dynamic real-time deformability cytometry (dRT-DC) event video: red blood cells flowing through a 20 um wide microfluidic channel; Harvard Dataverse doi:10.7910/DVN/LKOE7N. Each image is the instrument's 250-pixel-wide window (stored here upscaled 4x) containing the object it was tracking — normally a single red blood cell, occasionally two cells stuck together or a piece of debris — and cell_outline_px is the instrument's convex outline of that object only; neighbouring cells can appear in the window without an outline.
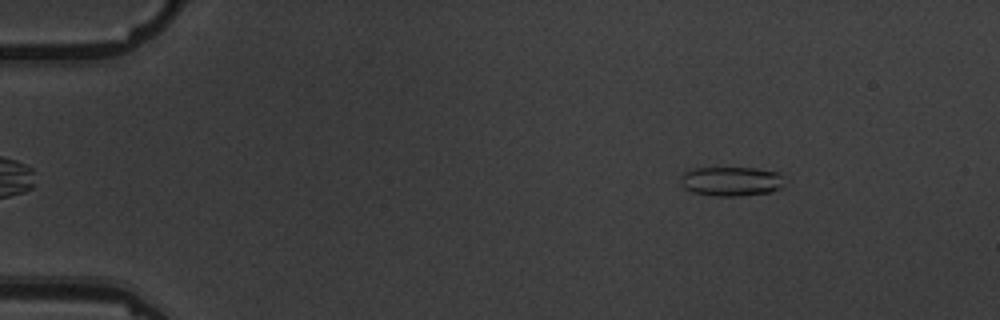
{"species": "common noctule bat (a hibernating species)", "species_latin": "Nyctalus noctula", "temperature_condition": "warm", "stored_images_in_passage": 5, "camera_frame_rate_fps": 3000, "um_per_image_px": 0.085, "animal": {"sex": "male", "body_mass_g": 19.5, "forearm_length_mm": 54.6}, "frame": {"image": 1, "passage_image": 2, "time_ms": 1.333, "image_size_px": [1000, 320], "cell_outline_px": [[780, 188], [772, 192], [740, 196], [712, 196], [692, 192], [684, 188], [680, 184], [680, 176], [688, 168], [756, 168], [780, 172]], "centroid_in_image_um": [62.07, 15.41], "position_along_channel_um": 22.9, "area_um2": 17.92}}